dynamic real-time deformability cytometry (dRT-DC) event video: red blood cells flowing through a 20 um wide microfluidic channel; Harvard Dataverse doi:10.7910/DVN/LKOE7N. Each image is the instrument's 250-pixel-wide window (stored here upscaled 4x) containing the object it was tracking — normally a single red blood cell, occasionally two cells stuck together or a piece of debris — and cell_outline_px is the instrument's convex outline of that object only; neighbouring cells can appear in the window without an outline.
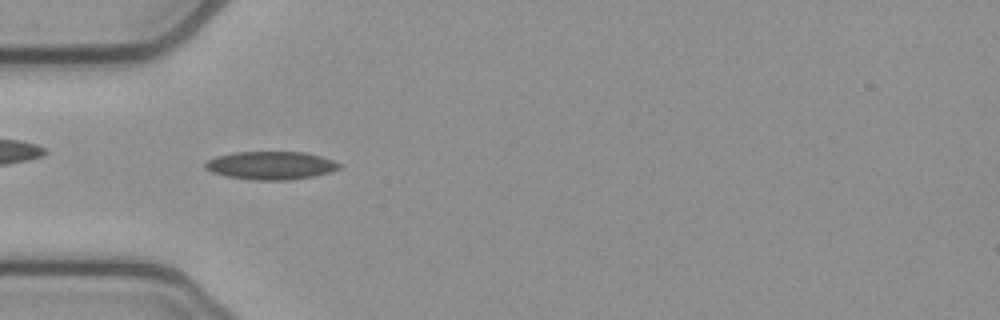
{"species": "common noctule bat (a hibernating species)", "species_latin": "Nyctalus noctula", "temperature_condition": "cold", "stored_images_in_passage": 52, "camera_frame_rate_fps": 3000, "um_per_image_px": 0.085, "animal": {"sex": "female", "body_mass_g": 21.9}, "frame": {"image": 1, "passage_image": 15, "time_ms": 4.667, "image_size_px": [1000, 320], "cell_outline_px": [[340, 168], [328, 172], [312, 176], [288, 180], [252, 180], [228, 176], [212, 172], [204, 168], [204, 164], [208, 160], [216, 156], [232, 152], [304, 152], [320, 156], [332, 160], [340, 164]], "centroid_in_image_um": [22.98, 14.06], "position_along_channel_um": 62.0, "area_um2": 21.79}}
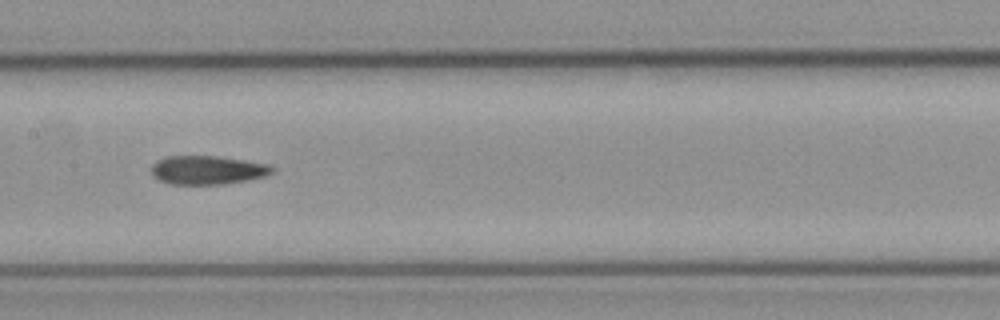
{"frame": {"image": 2, "passage_image": 25, "time_ms": 8.0, "image_size_px": [1000, 320], "cell_outline_px": [[276, 168], [272, 172], [264, 176], [248, 180], [224, 184], [172, 184], [160, 180], [152, 176], [152, 164], [156, 160], [168, 156], [216, 156], [244, 160], [268, 164]], "centroid_in_image_um": [17.63, 14.45], "position_along_channel_um": 189.8, "area_um2": 20.17}}
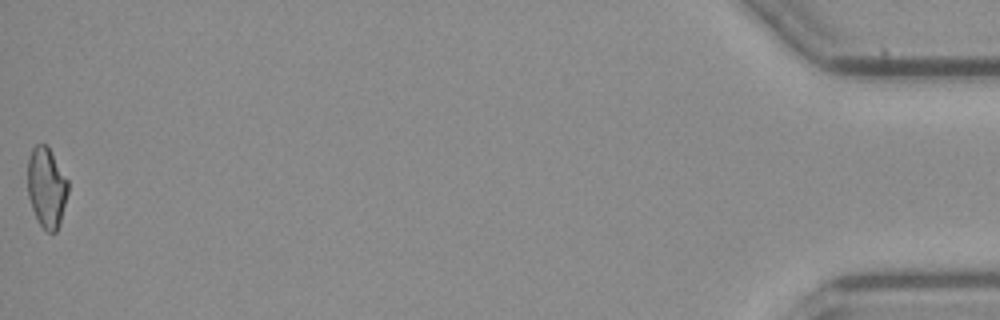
{"frame": {"image": 3, "passage_image": 52, "time_ms": 17.0, "image_size_px": [1000, 320], "cell_outline_px": [[68, 192], [60, 224], [56, 232], [48, 232], [40, 224], [32, 208], [28, 196], [28, 160], [32, 148], [36, 144], [48, 144], [68, 180]], "centroid_in_image_um": [3.97, 15.9], "position_along_channel_um": 431.2, "area_um2": 18.96}, "authors_computed_cell_mechanics": {"area_um2": 20.519, "velocity_mm_per_s": 3.8425, "shape_relaxation_time_tau1_ms": null, "shape_relaxation_time_tau2_ms": 10.0535, "deformation_change_tau1": null, "deformation_change_tau2": 0.2115}}